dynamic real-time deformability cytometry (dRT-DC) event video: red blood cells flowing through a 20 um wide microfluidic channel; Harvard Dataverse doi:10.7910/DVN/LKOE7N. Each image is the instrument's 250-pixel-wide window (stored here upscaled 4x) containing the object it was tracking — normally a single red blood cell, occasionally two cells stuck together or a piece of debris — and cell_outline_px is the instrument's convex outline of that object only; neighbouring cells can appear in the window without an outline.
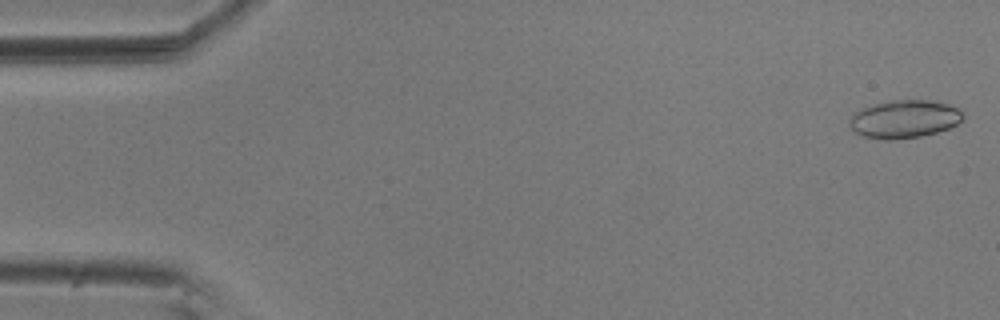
{"species": "common noctule bat (a hibernating species)", "species_latin": "Nyctalus noctula", "temperature_condition": "room temperature", "stored_images_in_passage": 55, "camera_frame_rate_fps": 3000, "um_per_image_px": 0.085, "animal": {"sex": "male", "body_mass_g": 20.5, "forearm_length_mm": 52.5}, "frame": {"image": 1, "passage_image": 1, "time_ms": 0.0, "image_size_px": [1000, 320], "cell_outline_px": [[964, 116], [956, 124], [948, 128], [936, 132], [920, 136], [888, 140], [860, 136], [848, 124], [848, 120], [856, 112], [864, 108], [876, 104], [892, 100], [928, 100], [948, 104], [960, 108]], "centroid_in_image_um": [76.87, 10.12], "position_along_channel_um": 8.1, "area_um2": 24.85}}
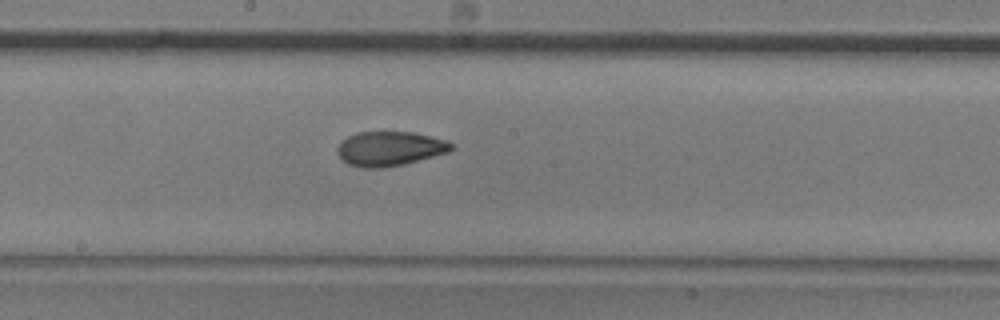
{"frame": {"image": 2, "passage_image": 29, "time_ms": 9.333, "image_size_px": [1000, 320], "cell_outline_px": [[456, 144], [448, 152], [404, 164], [380, 168], [364, 168], [348, 164], [336, 152], [336, 148], [348, 136], [356, 132], [416, 132], [444, 140]], "centroid_in_image_um": [33.13, 12.63], "position_along_channel_um": 215.1, "area_um2": 22.77}}
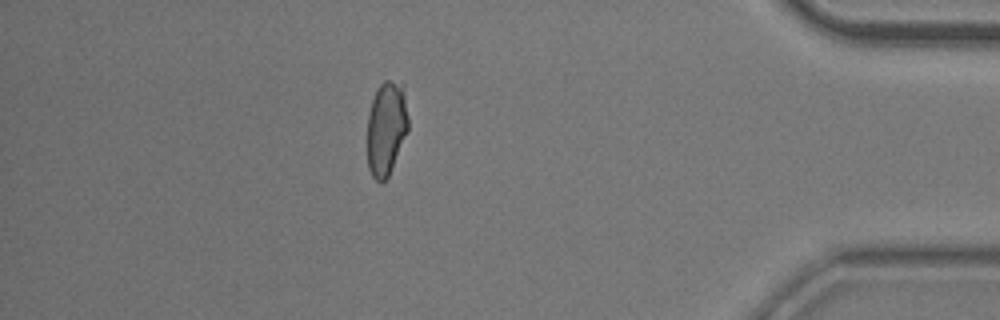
{"frame": {"image": 3, "passage_image": 48, "time_ms": 15.667, "image_size_px": [1000, 320], "cell_outline_px": [[408, 132], [388, 176], [380, 184], [372, 176], [368, 168], [368, 116], [372, 100], [376, 88], [384, 80], [388, 80], [404, 84], [408, 116]], "centroid_in_image_um": [32.85, 10.87], "position_along_channel_um": 402.3, "area_um2": 22.66}, "authors_computed_cell_mechanics": {"area_um2": 23.1778, "velocity_mm_per_s": 3.6349, "shape_relaxation_time_tau1_ms": 4.797, "shape_relaxation_time_tau2_ms": 2.1728, "deformation_change_tau1": 0.146, "deformation_change_tau2": 0.0655}}